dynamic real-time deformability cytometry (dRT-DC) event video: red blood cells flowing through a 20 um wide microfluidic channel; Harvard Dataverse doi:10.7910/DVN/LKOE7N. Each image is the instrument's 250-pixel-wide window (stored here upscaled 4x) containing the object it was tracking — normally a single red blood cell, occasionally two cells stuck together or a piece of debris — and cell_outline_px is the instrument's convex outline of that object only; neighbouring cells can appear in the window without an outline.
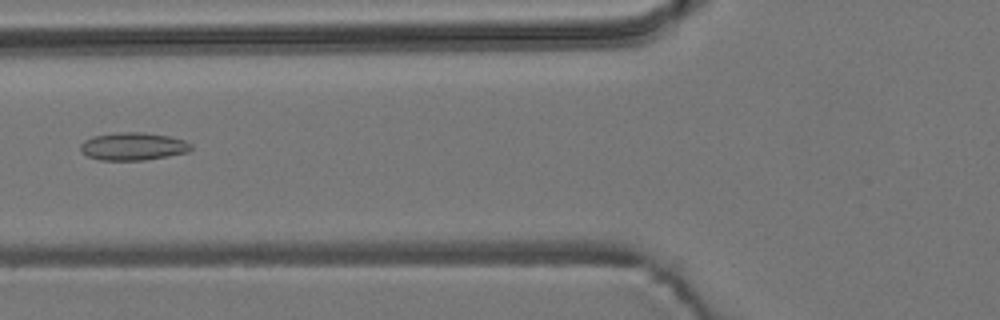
{"species": "common noctule bat (a hibernating species)", "species_latin": "Nyctalus noctula", "temperature_condition": "room temperature", "stored_images_in_passage": 3, "camera_frame_rate_fps": 3000, "um_per_image_px": 0.085, "animal": {"sex": "male", "body_mass_g": 19.2, "forearm_length_mm": 51.8}, "frame": {"image": 1, "passage_image": 3, "time_ms": 0.667, "image_size_px": [1000, 320], "cell_outline_px": [[192, 148], [188, 152], [168, 156], [144, 160], [100, 160], [88, 156], [80, 148], [80, 144], [84, 140], [92, 136], [120, 132], [140, 132], [168, 136], [184, 140], [192, 144]], "centroid_in_image_um": [11.32, 12.44], "position_along_channel_um": 114.5, "area_um2": 17.8}}